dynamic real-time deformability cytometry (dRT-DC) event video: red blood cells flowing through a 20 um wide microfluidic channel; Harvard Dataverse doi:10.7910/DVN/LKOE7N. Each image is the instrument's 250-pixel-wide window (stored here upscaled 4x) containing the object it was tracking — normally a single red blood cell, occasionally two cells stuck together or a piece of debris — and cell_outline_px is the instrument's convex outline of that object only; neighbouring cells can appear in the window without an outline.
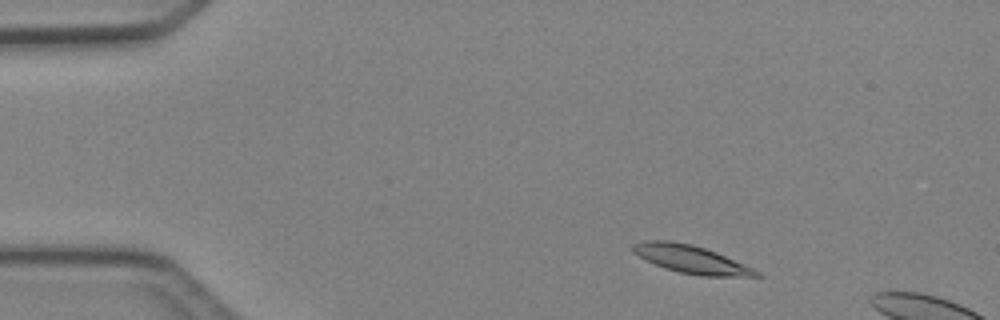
{"species": "Egyptian fruit bat (a non-hibernating species)", "species_latin": "Rousettus aegyptiacus", "temperature_condition": "cold", "stored_images_in_passage": 4, "camera_frame_rate_fps": 3000, "um_per_image_px": 0.085, "animal": {"sex": "female"}, "frame": {"image": 1, "passage_image": 2, "time_ms": 1.0, "image_size_px": [1000, 320], "cell_outline_px": [[764, 276], [700, 276], [680, 272], [664, 268], [632, 252], [632, 244], [644, 240], [668, 240], [692, 244], [716, 252], [752, 268], [760, 272]], "centroid_in_image_um": [58.72, 22.03], "position_along_channel_um": 26.3, "area_um2": 19.83}}